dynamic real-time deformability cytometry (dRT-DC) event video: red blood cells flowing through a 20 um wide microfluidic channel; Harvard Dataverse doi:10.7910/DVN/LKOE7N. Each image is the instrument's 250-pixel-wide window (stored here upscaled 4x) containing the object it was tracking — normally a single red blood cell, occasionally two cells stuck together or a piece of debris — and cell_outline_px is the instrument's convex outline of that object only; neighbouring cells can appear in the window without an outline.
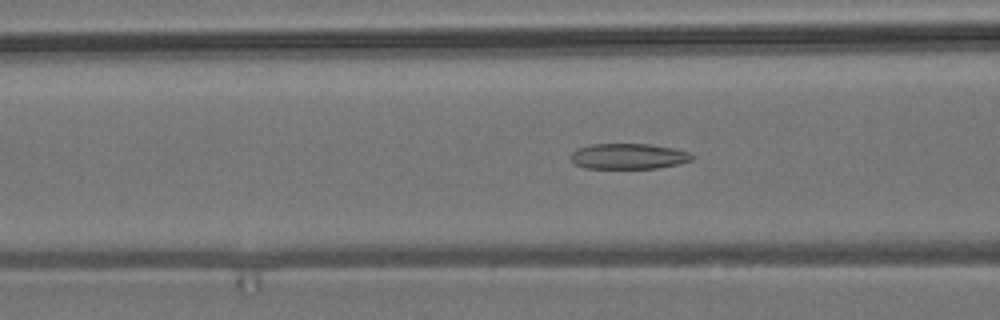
{"species": "common noctule bat (a hibernating species)", "species_latin": "Nyctalus noctula", "temperature_condition": "room temperature", "stored_images_in_passage": 56, "camera_frame_rate_fps": 3000, "um_per_image_px": 0.085, "animal": {"sex": "male", "body_mass_g": 19.2, "forearm_length_mm": 51.8}, "frame": {"image": 1, "passage_image": 21, "time_ms": 6.667, "image_size_px": [1000, 320], "cell_outline_px": [[692, 160], [680, 164], [656, 168], [584, 168], [576, 164], [572, 160], [572, 152], [576, 148], [592, 144], [648, 144], [676, 148], [688, 152], [692, 156]], "centroid_in_image_um": [53.43, 13.28], "position_along_channel_um": 113.2, "area_um2": 18.03}}
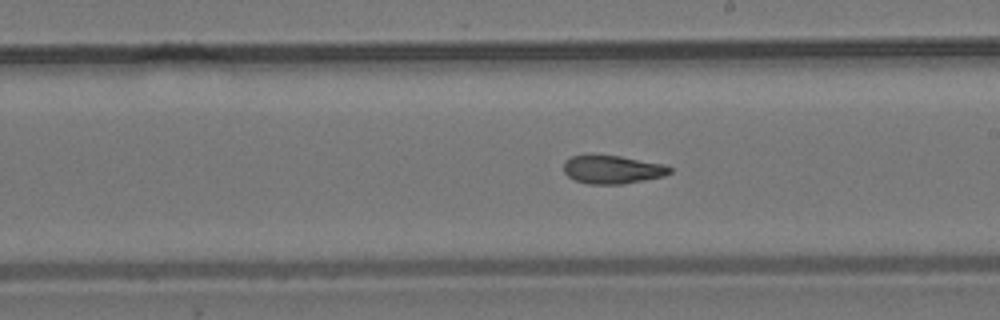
{"frame": {"image": 2, "passage_image": 31, "time_ms": 10.0, "image_size_px": [1000, 320], "cell_outline_px": [[672, 172], [664, 176], [624, 184], [588, 184], [576, 180], [568, 176], [564, 172], [564, 160], [572, 156], [620, 156], [664, 164], [672, 168]], "centroid_in_image_um": [52.08, 14.42], "position_along_channel_um": 236.9, "area_um2": 17.34}}
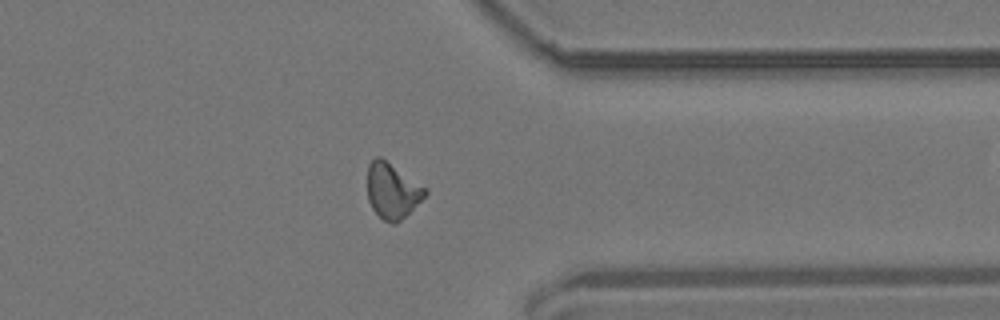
{"frame": {"image": 3, "passage_image": 43, "time_ms": 14.0, "image_size_px": [1000, 320], "cell_outline_px": [[428, 192], [396, 224], [392, 224], [384, 220], [372, 208], [368, 200], [368, 164], [376, 156], [380, 156], [428, 188]], "centroid_in_image_um": [33.34, 16.19], "position_along_channel_um": 378.1, "area_um2": 18.44}}